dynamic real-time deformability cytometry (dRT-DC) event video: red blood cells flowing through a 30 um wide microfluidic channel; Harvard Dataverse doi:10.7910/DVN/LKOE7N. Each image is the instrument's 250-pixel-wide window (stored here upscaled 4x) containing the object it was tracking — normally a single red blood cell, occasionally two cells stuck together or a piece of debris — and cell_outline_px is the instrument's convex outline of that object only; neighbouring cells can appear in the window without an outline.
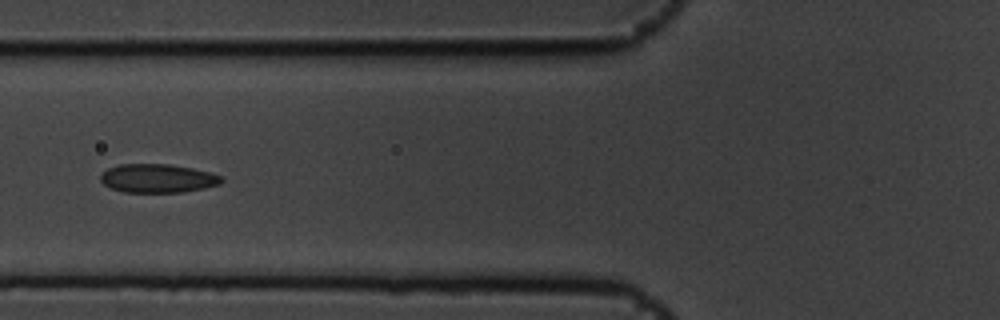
{"species": "common noctule bat (a hibernating species)", "species_latin": "Nyctalus noctula", "temperature_condition": "cold", "stored_images_in_passage": 15, "camera_frame_rate_fps": 3000, "um_per_image_px": 0.085, "animal": {"sex": "male", "body_mass_g": 19.5, "forearm_length_mm": 54.6}, "frame": {"image": 1, "passage_image": 6, "time_ms": 1.667, "image_size_px": [1000, 320], "cell_outline_px": [[224, 180], [220, 184], [204, 188], [184, 192], [124, 192], [112, 188], [104, 184], [100, 180], [100, 176], [108, 168], [120, 164], [168, 164], [192, 168], [224, 176]], "centroid_in_image_um": [13.43, 15.16], "position_along_channel_um": 112.4, "area_um2": 20.17}}
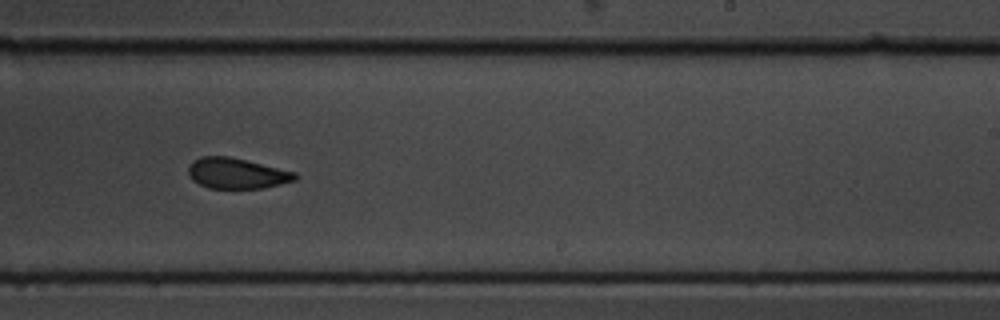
{"frame": {"image": 2, "passage_image": 10, "time_ms": 3.0, "image_size_px": [1000, 320], "cell_outline_px": [[296, 180], [264, 188], [208, 188], [192, 180], [188, 172], [188, 168], [192, 160], [200, 156], [228, 156], [296, 172]], "centroid_in_image_um": [20.09, 14.73], "position_along_channel_um": 268.9, "area_um2": 18.96}}
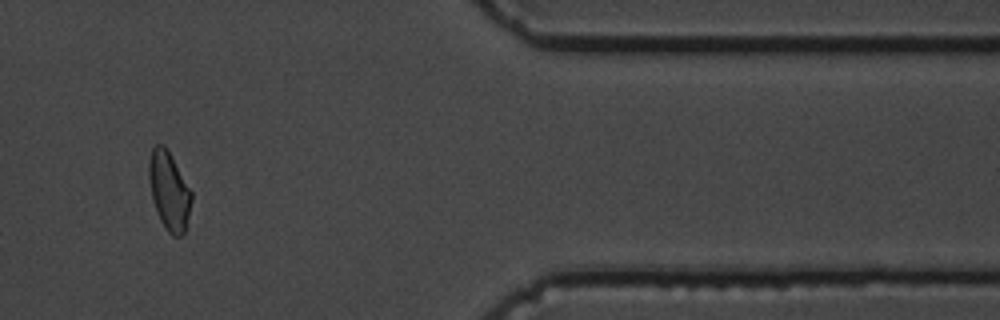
{"frame": {"image": 3, "passage_image": 13, "time_ms": 4.0, "image_size_px": [1000, 320], "cell_outline_px": [[192, 200], [184, 232], [180, 236], [172, 236], [168, 232], [160, 220], [152, 196], [148, 176], [148, 160], [152, 148], [156, 144], [164, 144], [192, 192]], "centroid_in_image_um": [14.36, 16.2], "position_along_channel_um": 397.0, "area_um2": 19.13}}